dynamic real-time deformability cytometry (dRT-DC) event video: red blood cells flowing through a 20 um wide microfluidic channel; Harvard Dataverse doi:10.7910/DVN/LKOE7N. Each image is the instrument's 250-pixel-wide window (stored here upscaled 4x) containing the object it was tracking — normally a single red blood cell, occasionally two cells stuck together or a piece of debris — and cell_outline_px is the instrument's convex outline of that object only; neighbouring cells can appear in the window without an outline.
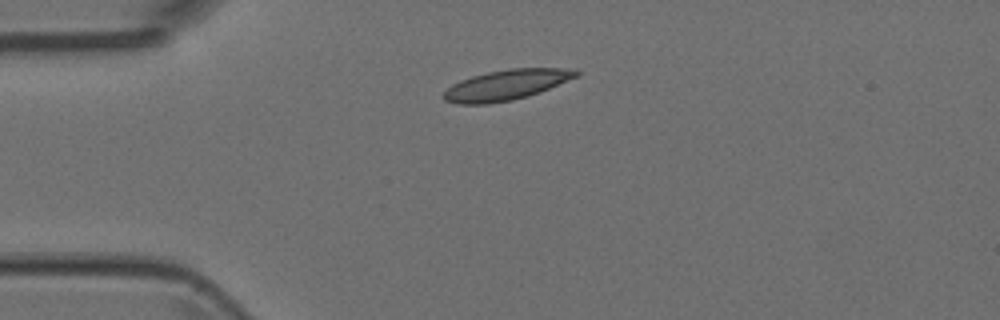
{"species": "Egyptian fruit bat (a non-hibernating species)", "species_latin": "Rousettus aegyptiacus", "temperature_condition": "room temperature", "stored_images_in_passage": 3, "camera_frame_rate_fps": 3000, "um_per_image_px": 0.085, "animal": {"sex": "female"}, "frame": {"image": 1, "passage_image": 1, "time_ms": 0.0, "image_size_px": [1000, 320], "cell_outline_px": [[580, 76], [540, 92], [528, 96], [512, 100], [488, 104], [460, 104], [444, 100], [444, 92], [452, 84], [460, 80], [472, 76], [488, 72], [508, 68], [576, 68], [580, 72]], "centroid_in_image_um": [43.1, 7.21], "position_along_channel_um": 41.9, "area_um2": 23.58}}
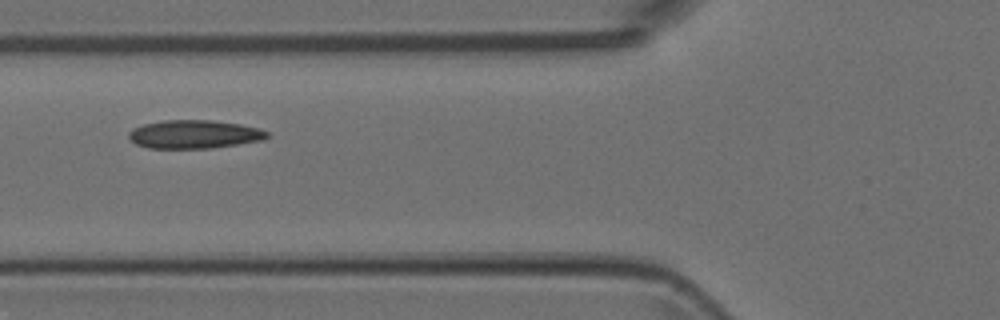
{"frame": {"image": 2, "passage_image": 3, "time_ms": 0.667, "image_size_px": [1000, 320], "cell_outline_px": [[268, 136], [260, 140], [212, 148], [148, 148], [136, 144], [128, 136], [128, 132], [132, 128], [144, 124], [164, 120], [212, 120], [240, 124], [260, 128], [268, 132]], "centroid_in_image_um": [16.48, 11.41], "position_along_channel_um": 109.3, "area_um2": 22.77}}